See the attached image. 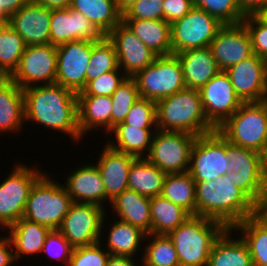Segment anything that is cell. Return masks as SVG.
Segmentation results:
<instances>
[{
	"label": "cell",
	"mask_w": 267,
	"mask_h": 266,
	"mask_svg": "<svg viewBox=\"0 0 267 266\" xmlns=\"http://www.w3.org/2000/svg\"><path fill=\"white\" fill-rule=\"evenodd\" d=\"M24 119L63 132L77 143L83 137L78 128L77 94L60 84L23 89Z\"/></svg>",
	"instance_id": "6da1fadb"
},
{
	"label": "cell",
	"mask_w": 267,
	"mask_h": 266,
	"mask_svg": "<svg viewBox=\"0 0 267 266\" xmlns=\"http://www.w3.org/2000/svg\"><path fill=\"white\" fill-rule=\"evenodd\" d=\"M196 215L233 228L257 214V205L226 174L211 181H195Z\"/></svg>",
	"instance_id": "7a4b0ae2"
},
{
	"label": "cell",
	"mask_w": 267,
	"mask_h": 266,
	"mask_svg": "<svg viewBox=\"0 0 267 266\" xmlns=\"http://www.w3.org/2000/svg\"><path fill=\"white\" fill-rule=\"evenodd\" d=\"M156 124L161 131L201 136L217 130L205 115L199 89L184 88L156 102Z\"/></svg>",
	"instance_id": "3957f363"
},
{
	"label": "cell",
	"mask_w": 267,
	"mask_h": 266,
	"mask_svg": "<svg viewBox=\"0 0 267 266\" xmlns=\"http://www.w3.org/2000/svg\"><path fill=\"white\" fill-rule=\"evenodd\" d=\"M225 229L219 221L191 215L167 236L174 243L180 266H207L211 248Z\"/></svg>",
	"instance_id": "277c9868"
},
{
	"label": "cell",
	"mask_w": 267,
	"mask_h": 266,
	"mask_svg": "<svg viewBox=\"0 0 267 266\" xmlns=\"http://www.w3.org/2000/svg\"><path fill=\"white\" fill-rule=\"evenodd\" d=\"M71 204L72 199L63 184L43 173L29 192L23 218L58 230Z\"/></svg>",
	"instance_id": "5b68a950"
},
{
	"label": "cell",
	"mask_w": 267,
	"mask_h": 266,
	"mask_svg": "<svg viewBox=\"0 0 267 266\" xmlns=\"http://www.w3.org/2000/svg\"><path fill=\"white\" fill-rule=\"evenodd\" d=\"M217 131L228 142L250 148L267 157L266 102H244Z\"/></svg>",
	"instance_id": "8992f818"
},
{
	"label": "cell",
	"mask_w": 267,
	"mask_h": 266,
	"mask_svg": "<svg viewBox=\"0 0 267 266\" xmlns=\"http://www.w3.org/2000/svg\"><path fill=\"white\" fill-rule=\"evenodd\" d=\"M230 155L226 176L258 206L267 187V157L232 143Z\"/></svg>",
	"instance_id": "52a82bcc"
},
{
	"label": "cell",
	"mask_w": 267,
	"mask_h": 266,
	"mask_svg": "<svg viewBox=\"0 0 267 266\" xmlns=\"http://www.w3.org/2000/svg\"><path fill=\"white\" fill-rule=\"evenodd\" d=\"M132 78L140 97L155 102L186 88L181 62L175 54L158 56L152 64Z\"/></svg>",
	"instance_id": "ba28073f"
},
{
	"label": "cell",
	"mask_w": 267,
	"mask_h": 266,
	"mask_svg": "<svg viewBox=\"0 0 267 266\" xmlns=\"http://www.w3.org/2000/svg\"><path fill=\"white\" fill-rule=\"evenodd\" d=\"M230 157V142L217 130L197 136L188 172L195 181L215 180L228 172Z\"/></svg>",
	"instance_id": "9c48e42d"
},
{
	"label": "cell",
	"mask_w": 267,
	"mask_h": 266,
	"mask_svg": "<svg viewBox=\"0 0 267 266\" xmlns=\"http://www.w3.org/2000/svg\"><path fill=\"white\" fill-rule=\"evenodd\" d=\"M23 163L14 164L12 172L0 183V226L8 229L23 218L29 192L43 174Z\"/></svg>",
	"instance_id": "30bf717a"
},
{
	"label": "cell",
	"mask_w": 267,
	"mask_h": 266,
	"mask_svg": "<svg viewBox=\"0 0 267 266\" xmlns=\"http://www.w3.org/2000/svg\"><path fill=\"white\" fill-rule=\"evenodd\" d=\"M196 137L191 133L157 129L145 158L166 174L188 172Z\"/></svg>",
	"instance_id": "8fae6325"
},
{
	"label": "cell",
	"mask_w": 267,
	"mask_h": 266,
	"mask_svg": "<svg viewBox=\"0 0 267 266\" xmlns=\"http://www.w3.org/2000/svg\"><path fill=\"white\" fill-rule=\"evenodd\" d=\"M106 210L90 203L72 202L58 230L75 248L100 242Z\"/></svg>",
	"instance_id": "7c38bea8"
},
{
	"label": "cell",
	"mask_w": 267,
	"mask_h": 266,
	"mask_svg": "<svg viewBox=\"0 0 267 266\" xmlns=\"http://www.w3.org/2000/svg\"><path fill=\"white\" fill-rule=\"evenodd\" d=\"M223 25L203 9L193 7L171 24L172 54L208 47Z\"/></svg>",
	"instance_id": "4fadbf2b"
},
{
	"label": "cell",
	"mask_w": 267,
	"mask_h": 266,
	"mask_svg": "<svg viewBox=\"0 0 267 266\" xmlns=\"http://www.w3.org/2000/svg\"><path fill=\"white\" fill-rule=\"evenodd\" d=\"M57 48L52 44L27 45L11 79L22 89L56 83Z\"/></svg>",
	"instance_id": "5bb4252c"
},
{
	"label": "cell",
	"mask_w": 267,
	"mask_h": 266,
	"mask_svg": "<svg viewBox=\"0 0 267 266\" xmlns=\"http://www.w3.org/2000/svg\"><path fill=\"white\" fill-rule=\"evenodd\" d=\"M207 120L218 129L244 103L225 71L218 72L199 89Z\"/></svg>",
	"instance_id": "9a60e30c"
},
{
	"label": "cell",
	"mask_w": 267,
	"mask_h": 266,
	"mask_svg": "<svg viewBox=\"0 0 267 266\" xmlns=\"http://www.w3.org/2000/svg\"><path fill=\"white\" fill-rule=\"evenodd\" d=\"M56 83L75 92L86 85V69L92 54V42L77 40L56 46Z\"/></svg>",
	"instance_id": "2e32d148"
},
{
	"label": "cell",
	"mask_w": 267,
	"mask_h": 266,
	"mask_svg": "<svg viewBox=\"0 0 267 266\" xmlns=\"http://www.w3.org/2000/svg\"><path fill=\"white\" fill-rule=\"evenodd\" d=\"M106 36L114 45L119 68L127 77L144 70L158 57L122 21Z\"/></svg>",
	"instance_id": "e0dca14e"
},
{
	"label": "cell",
	"mask_w": 267,
	"mask_h": 266,
	"mask_svg": "<svg viewBox=\"0 0 267 266\" xmlns=\"http://www.w3.org/2000/svg\"><path fill=\"white\" fill-rule=\"evenodd\" d=\"M209 47L220 71L253 54L251 38L243 23L224 24Z\"/></svg>",
	"instance_id": "ac0fdd59"
},
{
	"label": "cell",
	"mask_w": 267,
	"mask_h": 266,
	"mask_svg": "<svg viewBox=\"0 0 267 266\" xmlns=\"http://www.w3.org/2000/svg\"><path fill=\"white\" fill-rule=\"evenodd\" d=\"M50 44L59 46L70 41H99L103 35L80 12L67 7L52 9Z\"/></svg>",
	"instance_id": "d6986e66"
},
{
	"label": "cell",
	"mask_w": 267,
	"mask_h": 266,
	"mask_svg": "<svg viewBox=\"0 0 267 266\" xmlns=\"http://www.w3.org/2000/svg\"><path fill=\"white\" fill-rule=\"evenodd\" d=\"M52 9L28 1L12 14L8 24L22 37L25 45L50 43Z\"/></svg>",
	"instance_id": "ffe728a7"
},
{
	"label": "cell",
	"mask_w": 267,
	"mask_h": 266,
	"mask_svg": "<svg viewBox=\"0 0 267 266\" xmlns=\"http://www.w3.org/2000/svg\"><path fill=\"white\" fill-rule=\"evenodd\" d=\"M99 160L96 161L105 185L106 203L128 190V173L134 156L111 148L106 142Z\"/></svg>",
	"instance_id": "44dd1931"
},
{
	"label": "cell",
	"mask_w": 267,
	"mask_h": 266,
	"mask_svg": "<svg viewBox=\"0 0 267 266\" xmlns=\"http://www.w3.org/2000/svg\"><path fill=\"white\" fill-rule=\"evenodd\" d=\"M68 173L63 186L72 202L90 203L105 207L106 192L100 171L95 164L77 166Z\"/></svg>",
	"instance_id": "7402d4cb"
},
{
	"label": "cell",
	"mask_w": 267,
	"mask_h": 266,
	"mask_svg": "<svg viewBox=\"0 0 267 266\" xmlns=\"http://www.w3.org/2000/svg\"><path fill=\"white\" fill-rule=\"evenodd\" d=\"M225 72L243 102L263 101V58L253 53Z\"/></svg>",
	"instance_id": "603a6c76"
},
{
	"label": "cell",
	"mask_w": 267,
	"mask_h": 266,
	"mask_svg": "<svg viewBox=\"0 0 267 266\" xmlns=\"http://www.w3.org/2000/svg\"><path fill=\"white\" fill-rule=\"evenodd\" d=\"M111 96L77 95L78 128L81 136L88 131L103 128L109 135L112 130Z\"/></svg>",
	"instance_id": "cb8c5ba5"
},
{
	"label": "cell",
	"mask_w": 267,
	"mask_h": 266,
	"mask_svg": "<svg viewBox=\"0 0 267 266\" xmlns=\"http://www.w3.org/2000/svg\"><path fill=\"white\" fill-rule=\"evenodd\" d=\"M175 55L181 62L186 88L200 89L220 72L209 46L189 49Z\"/></svg>",
	"instance_id": "d4e9b609"
},
{
	"label": "cell",
	"mask_w": 267,
	"mask_h": 266,
	"mask_svg": "<svg viewBox=\"0 0 267 266\" xmlns=\"http://www.w3.org/2000/svg\"><path fill=\"white\" fill-rule=\"evenodd\" d=\"M112 212L120 221L140 228L146 234H151L150 198L142 196L133 190H125L110 202Z\"/></svg>",
	"instance_id": "484cf974"
},
{
	"label": "cell",
	"mask_w": 267,
	"mask_h": 266,
	"mask_svg": "<svg viewBox=\"0 0 267 266\" xmlns=\"http://www.w3.org/2000/svg\"><path fill=\"white\" fill-rule=\"evenodd\" d=\"M122 22L158 56L172 55L170 23L150 19H122Z\"/></svg>",
	"instance_id": "4316f807"
},
{
	"label": "cell",
	"mask_w": 267,
	"mask_h": 266,
	"mask_svg": "<svg viewBox=\"0 0 267 266\" xmlns=\"http://www.w3.org/2000/svg\"><path fill=\"white\" fill-rule=\"evenodd\" d=\"M6 231L14 249L15 261H17L23 255H39L51 229L21 218L14 225L6 229Z\"/></svg>",
	"instance_id": "83f0119b"
},
{
	"label": "cell",
	"mask_w": 267,
	"mask_h": 266,
	"mask_svg": "<svg viewBox=\"0 0 267 266\" xmlns=\"http://www.w3.org/2000/svg\"><path fill=\"white\" fill-rule=\"evenodd\" d=\"M232 228H226L215 240L207 266H254L247 244L231 237Z\"/></svg>",
	"instance_id": "f1b7e54d"
},
{
	"label": "cell",
	"mask_w": 267,
	"mask_h": 266,
	"mask_svg": "<svg viewBox=\"0 0 267 266\" xmlns=\"http://www.w3.org/2000/svg\"><path fill=\"white\" fill-rule=\"evenodd\" d=\"M157 128H137L127 124H117L109 132L116 141H107V144L120 152L134 156L135 158H145L149 152L153 136ZM145 154V155H144Z\"/></svg>",
	"instance_id": "f546056e"
},
{
	"label": "cell",
	"mask_w": 267,
	"mask_h": 266,
	"mask_svg": "<svg viewBox=\"0 0 267 266\" xmlns=\"http://www.w3.org/2000/svg\"><path fill=\"white\" fill-rule=\"evenodd\" d=\"M24 122L23 89L10 79L0 87V133L17 134Z\"/></svg>",
	"instance_id": "4dcf8cb0"
},
{
	"label": "cell",
	"mask_w": 267,
	"mask_h": 266,
	"mask_svg": "<svg viewBox=\"0 0 267 266\" xmlns=\"http://www.w3.org/2000/svg\"><path fill=\"white\" fill-rule=\"evenodd\" d=\"M69 7L86 17L103 36L122 21L116 0H71Z\"/></svg>",
	"instance_id": "1f68e13d"
},
{
	"label": "cell",
	"mask_w": 267,
	"mask_h": 266,
	"mask_svg": "<svg viewBox=\"0 0 267 266\" xmlns=\"http://www.w3.org/2000/svg\"><path fill=\"white\" fill-rule=\"evenodd\" d=\"M166 175L146 158H135L128 173V189L153 198L161 195Z\"/></svg>",
	"instance_id": "d6a6232c"
},
{
	"label": "cell",
	"mask_w": 267,
	"mask_h": 266,
	"mask_svg": "<svg viewBox=\"0 0 267 266\" xmlns=\"http://www.w3.org/2000/svg\"><path fill=\"white\" fill-rule=\"evenodd\" d=\"M110 229L107 235L106 250L112 256H131L139 255L138 251L145 239L146 233L140 228L129 223L114 220L109 224Z\"/></svg>",
	"instance_id": "836d02e7"
},
{
	"label": "cell",
	"mask_w": 267,
	"mask_h": 266,
	"mask_svg": "<svg viewBox=\"0 0 267 266\" xmlns=\"http://www.w3.org/2000/svg\"><path fill=\"white\" fill-rule=\"evenodd\" d=\"M233 231L239 232L247 244L254 266H267V222L258 214L236 224Z\"/></svg>",
	"instance_id": "e575fe53"
},
{
	"label": "cell",
	"mask_w": 267,
	"mask_h": 266,
	"mask_svg": "<svg viewBox=\"0 0 267 266\" xmlns=\"http://www.w3.org/2000/svg\"><path fill=\"white\" fill-rule=\"evenodd\" d=\"M151 233L167 235L191 215L162 195L150 198Z\"/></svg>",
	"instance_id": "d590c367"
},
{
	"label": "cell",
	"mask_w": 267,
	"mask_h": 266,
	"mask_svg": "<svg viewBox=\"0 0 267 266\" xmlns=\"http://www.w3.org/2000/svg\"><path fill=\"white\" fill-rule=\"evenodd\" d=\"M161 195L190 215H196V186L189 172L167 174Z\"/></svg>",
	"instance_id": "8d00e7d4"
},
{
	"label": "cell",
	"mask_w": 267,
	"mask_h": 266,
	"mask_svg": "<svg viewBox=\"0 0 267 266\" xmlns=\"http://www.w3.org/2000/svg\"><path fill=\"white\" fill-rule=\"evenodd\" d=\"M150 241L142 246L141 260L151 266H180L177 251L171 239L164 234H146ZM152 239V240H151Z\"/></svg>",
	"instance_id": "74e56055"
},
{
	"label": "cell",
	"mask_w": 267,
	"mask_h": 266,
	"mask_svg": "<svg viewBox=\"0 0 267 266\" xmlns=\"http://www.w3.org/2000/svg\"><path fill=\"white\" fill-rule=\"evenodd\" d=\"M118 68L115 47L107 36H103L97 42H92V54L86 69V83Z\"/></svg>",
	"instance_id": "f35d334b"
},
{
	"label": "cell",
	"mask_w": 267,
	"mask_h": 266,
	"mask_svg": "<svg viewBox=\"0 0 267 266\" xmlns=\"http://www.w3.org/2000/svg\"><path fill=\"white\" fill-rule=\"evenodd\" d=\"M26 45L7 23L0 24V65L10 75L17 69Z\"/></svg>",
	"instance_id": "ab89813d"
},
{
	"label": "cell",
	"mask_w": 267,
	"mask_h": 266,
	"mask_svg": "<svg viewBox=\"0 0 267 266\" xmlns=\"http://www.w3.org/2000/svg\"><path fill=\"white\" fill-rule=\"evenodd\" d=\"M140 94L135 80L127 77L116 91L111 95L112 99V129L117 124L122 123L132 105L139 99Z\"/></svg>",
	"instance_id": "60d3db41"
},
{
	"label": "cell",
	"mask_w": 267,
	"mask_h": 266,
	"mask_svg": "<svg viewBox=\"0 0 267 266\" xmlns=\"http://www.w3.org/2000/svg\"><path fill=\"white\" fill-rule=\"evenodd\" d=\"M192 2L194 7L203 9L222 24H239L245 18L238 0H192Z\"/></svg>",
	"instance_id": "b9f144b4"
},
{
	"label": "cell",
	"mask_w": 267,
	"mask_h": 266,
	"mask_svg": "<svg viewBox=\"0 0 267 266\" xmlns=\"http://www.w3.org/2000/svg\"><path fill=\"white\" fill-rule=\"evenodd\" d=\"M119 124H127L137 128H157L156 102L139 98L131 107L125 120Z\"/></svg>",
	"instance_id": "7bdbcfd3"
},
{
	"label": "cell",
	"mask_w": 267,
	"mask_h": 266,
	"mask_svg": "<svg viewBox=\"0 0 267 266\" xmlns=\"http://www.w3.org/2000/svg\"><path fill=\"white\" fill-rule=\"evenodd\" d=\"M126 78L127 76L118 68L88 81L77 95L111 96Z\"/></svg>",
	"instance_id": "ee69618b"
},
{
	"label": "cell",
	"mask_w": 267,
	"mask_h": 266,
	"mask_svg": "<svg viewBox=\"0 0 267 266\" xmlns=\"http://www.w3.org/2000/svg\"><path fill=\"white\" fill-rule=\"evenodd\" d=\"M101 241L89 246L75 247L68 266H106L110 253Z\"/></svg>",
	"instance_id": "f6af8a7d"
},
{
	"label": "cell",
	"mask_w": 267,
	"mask_h": 266,
	"mask_svg": "<svg viewBox=\"0 0 267 266\" xmlns=\"http://www.w3.org/2000/svg\"><path fill=\"white\" fill-rule=\"evenodd\" d=\"M74 247L64 238L59 230H51L42 246L41 252L44 251L52 259L61 260L68 266Z\"/></svg>",
	"instance_id": "bcb514c9"
},
{
	"label": "cell",
	"mask_w": 267,
	"mask_h": 266,
	"mask_svg": "<svg viewBox=\"0 0 267 266\" xmlns=\"http://www.w3.org/2000/svg\"><path fill=\"white\" fill-rule=\"evenodd\" d=\"M164 0H138L123 14L122 19L163 20Z\"/></svg>",
	"instance_id": "7dc6e473"
},
{
	"label": "cell",
	"mask_w": 267,
	"mask_h": 266,
	"mask_svg": "<svg viewBox=\"0 0 267 266\" xmlns=\"http://www.w3.org/2000/svg\"><path fill=\"white\" fill-rule=\"evenodd\" d=\"M242 23L250 35L253 53L261 58L267 57V26L255 15L246 16Z\"/></svg>",
	"instance_id": "c3c4849f"
},
{
	"label": "cell",
	"mask_w": 267,
	"mask_h": 266,
	"mask_svg": "<svg viewBox=\"0 0 267 266\" xmlns=\"http://www.w3.org/2000/svg\"><path fill=\"white\" fill-rule=\"evenodd\" d=\"M193 7L192 0H164L163 20L172 24L184 17Z\"/></svg>",
	"instance_id": "681fc988"
},
{
	"label": "cell",
	"mask_w": 267,
	"mask_h": 266,
	"mask_svg": "<svg viewBox=\"0 0 267 266\" xmlns=\"http://www.w3.org/2000/svg\"><path fill=\"white\" fill-rule=\"evenodd\" d=\"M11 264H15V258L11 241L6 234L0 237V266H11Z\"/></svg>",
	"instance_id": "f907efd6"
},
{
	"label": "cell",
	"mask_w": 267,
	"mask_h": 266,
	"mask_svg": "<svg viewBox=\"0 0 267 266\" xmlns=\"http://www.w3.org/2000/svg\"><path fill=\"white\" fill-rule=\"evenodd\" d=\"M242 14L246 16L256 15L266 6V0H238Z\"/></svg>",
	"instance_id": "816d5d0a"
},
{
	"label": "cell",
	"mask_w": 267,
	"mask_h": 266,
	"mask_svg": "<svg viewBox=\"0 0 267 266\" xmlns=\"http://www.w3.org/2000/svg\"><path fill=\"white\" fill-rule=\"evenodd\" d=\"M29 0H0V9L10 18L19 11Z\"/></svg>",
	"instance_id": "f5cc1de1"
},
{
	"label": "cell",
	"mask_w": 267,
	"mask_h": 266,
	"mask_svg": "<svg viewBox=\"0 0 267 266\" xmlns=\"http://www.w3.org/2000/svg\"><path fill=\"white\" fill-rule=\"evenodd\" d=\"M135 260V261H134ZM138 260L131 256H112L107 260L106 266H137Z\"/></svg>",
	"instance_id": "db71d44e"
},
{
	"label": "cell",
	"mask_w": 267,
	"mask_h": 266,
	"mask_svg": "<svg viewBox=\"0 0 267 266\" xmlns=\"http://www.w3.org/2000/svg\"><path fill=\"white\" fill-rule=\"evenodd\" d=\"M33 3L45 6L50 9L67 8L70 6L71 0H29Z\"/></svg>",
	"instance_id": "11a10c76"
},
{
	"label": "cell",
	"mask_w": 267,
	"mask_h": 266,
	"mask_svg": "<svg viewBox=\"0 0 267 266\" xmlns=\"http://www.w3.org/2000/svg\"><path fill=\"white\" fill-rule=\"evenodd\" d=\"M257 214L267 222V187L262 196L261 202L257 206Z\"/></svg>",
	"instance_id": "9f6ffc18"
},
{
	"label": "cell",
	"mask_w": 267,
	"mask_h": 266,
	"mask_svg": "<svg viewBox=\"0 0 267 266\" xmlns=\"http://www.w3.org/2000/svg\"><path fill=\"white\" fill-rule=\"evenodd\" d=\"M138 0H116V5L121 14L131 7Z\"/></svg>",
	"instance_id": "6f0895ef"
},
{
	"label": "cell",
	"mask_w": 267,
	"mask_h": 266,
	"mask_svg": "<svg viewBox=\"0 0 267 266\" xmlns=\"http://www.w3.org/2000/svg\"><path fill=\"white\" fill-rule=\"evenodd\" d=\"M267 100V57L263 58V101Z\"/></svg>",
	"instance_id": "680465c9"
},
{
	"label": "cell",
	"mask_w": 267,
	"mask_h": 266,
	"mask_svg": "<svg viewBox=\"0 0 267 266\" xmlns=\"http://www.w3.org/2000/svg\"><path fill=\"white\" fill-rule=\"evenodd\" d=\"M255 16L267 26V5L263 7Z\"/></svg>",
	"instance_id": "91938a15"
},
{
	"label": "cell",
	"mask_w": 267,
	"mask_h": 266,
	"mask_svg": "<svg viewBox=\"0 0 267 266\" xmlns=\"http://www.w3.org/2000/svg\"><path fill=\"white\" fill-rule=\"evenodd\" d=\"M11 79V75L8 74L0 65V87L3 86Z\"/></svg>",
	"instance_id": "94428289"
},
{
	"label": "cell",
	"mask_w": 267,
	"mask_h": 266,
	"mask_svg": "<svg viewBox=\"0 0 267 266\" xmlns=\"http://www.w3.org/2000/svg\"><path fill=\"white\" fill-rule=\"evenodd\" d=\"M10 18L0 9V24H7Z\"/></svg>",
	"instance_id": "6125c7cd"
},
{
	"label": "cell",
	"mask_w": 267,
	"mask_h": 266,
	"mask_svg": "<svg viewBox=\"0 0 267 266\" xmlns=\"http://www.w3.org/2000/svg\"><path fill=\"white\" fill-rule=\"evenodd\" d=\"M140 262L142 265H138V266H151V265L145 264L142 260Z\"/></svg>",
	"instance_id": "be15d7a7"
}]
</instances>
